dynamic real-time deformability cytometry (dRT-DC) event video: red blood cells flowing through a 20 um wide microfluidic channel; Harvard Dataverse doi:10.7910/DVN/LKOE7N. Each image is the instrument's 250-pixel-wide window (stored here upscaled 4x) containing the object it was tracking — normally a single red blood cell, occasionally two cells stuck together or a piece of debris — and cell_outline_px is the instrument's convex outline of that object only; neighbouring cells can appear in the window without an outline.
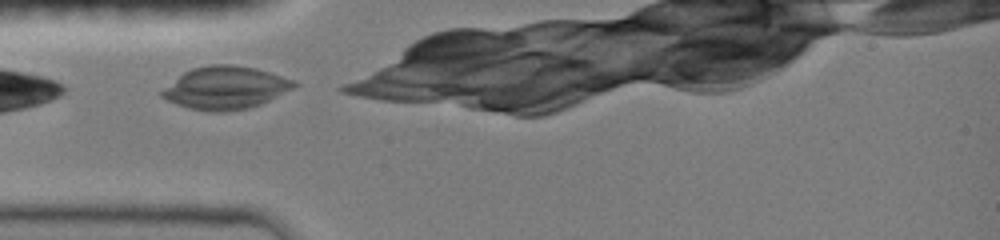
{"species": "common noctule bat (a hibernating species)", "species_latin": "Nyctalus noctula", "temperature_condition": "room temperature", "stored_images_in_passage": 6, "camera_frame_rate_fps": 3000, "um_per_image_px": 0.085, "animal": {"sex": "female", "body_mass_g": 19.0, "forearm_length_mm": 51.5}, "frame": {"image": 1, "passage_image": 1, "time_ms": 0.0, "image_size_px": [1000, 240], "cell_outline_px": [[300, 84], [260, 104], [248, 108], [224, 112], [212, 112], [188, 108], [176, 104], [160, 96], [160, 92], [184, 72], [192, 68], [208, 64], [232, 64], [256, 68], [296, 80]], "centroid_in_image_um": [19.17, 7.45], "position_along_channel_um": 65.8, "area_um2": 32.77}}
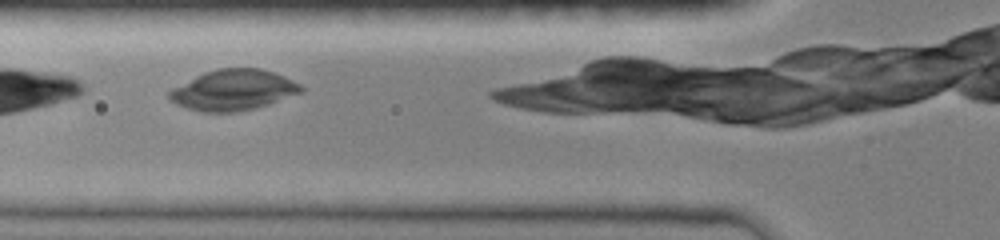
{"frame": {"image": 2, "passage_image": 2, "time_ms": 1.0, "image_size_px": [1000, 240], "cell_outline_px": [[304, 92], [256, 108], [236, 112], [200, 112], [176, 104], [168, 100], [168, 92], [172, 88], [204, 72], [216, 68], [260, 68], [284, 76], [300, 84], [304, 88]], "centroid_in_image_um": [19.82, 7.66], "position_along_channel_um": 106.0, "area_um2": 31.33}}
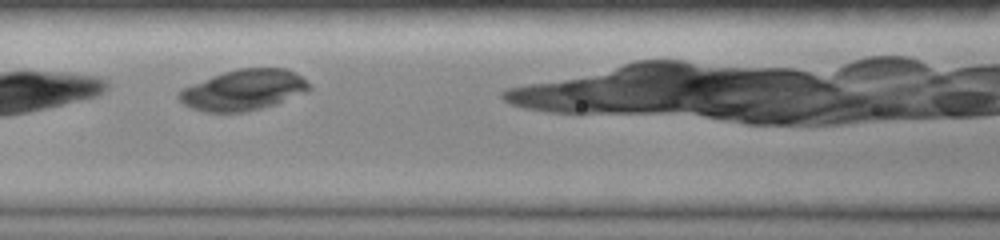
{"frame": {"image": 3, "passage_image": 3, "time_ms": 2.0, "image_size_px": [1000, 240], "cell_outline_px": [[312, 88], [308, 92], [276, 104], [248, 112], [204, 112], [192, 108], [184, 104], [176, 96], [184, 88], [192, 84], [212, 76], [224, 72], [240, 68], [288, 68], [296, 72]], "centroid_in_image_um": [20.73, 7.65], "position_along_channel_um": 145.9, "area_um2": 30.92}}